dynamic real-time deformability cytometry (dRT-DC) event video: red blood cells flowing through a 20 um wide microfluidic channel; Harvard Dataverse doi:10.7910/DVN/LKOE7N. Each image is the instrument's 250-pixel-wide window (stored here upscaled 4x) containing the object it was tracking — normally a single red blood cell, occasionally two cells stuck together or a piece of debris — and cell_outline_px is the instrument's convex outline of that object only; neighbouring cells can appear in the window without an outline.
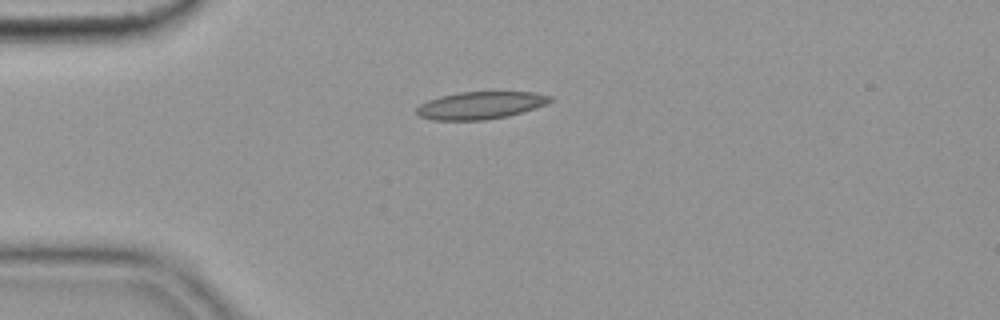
{"species": "common noctule bat (a hibernating species)", "species_latin": "Nyctalus noctula", "temperature_condition": "cold", "stored_images_in_passage": 42, "camera_frame_rate_fps": 3000, "um_per_image_px": 0.085, "animal": {"sex": "female", "body_mass_g": 19.9}, "frame": {"image": 1, "passage_image": 1, "time_ms": 0.0, "image_size_px": [1000, 320], "cell_outline_px": [[556, 100], [536, 108], [524, 112], [508, 116], [484, 120], [432, 120], [420, 116], [416, 112], [416, 108], [420, 104], [428, 100], [440, 96], [460, 92], [536, 92], [552, 96]], "centroid_in_image_um": [40.89, 8.95], "position_along_channel_um": 44.1, "area_um2": 21.56}}
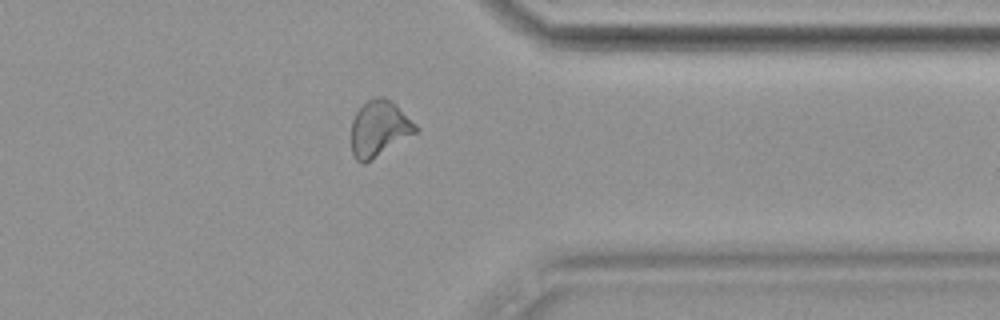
{"frame": {"image": 2, "passage_image": 31, "time_ms": 10.0, "image_size_px": [1000, 320], "cell_outline_px": [[420, 128], [416, 132], [372, 160], [364, 164], [360, 164], [352, 156], [352, 120], [356, 112], [372, 96], [384, 96], [392, 100]], "centroid_in_image_um": [32.22, 10.92], "position_along_channel_um": 379.2, "area_um2": 21.1}}
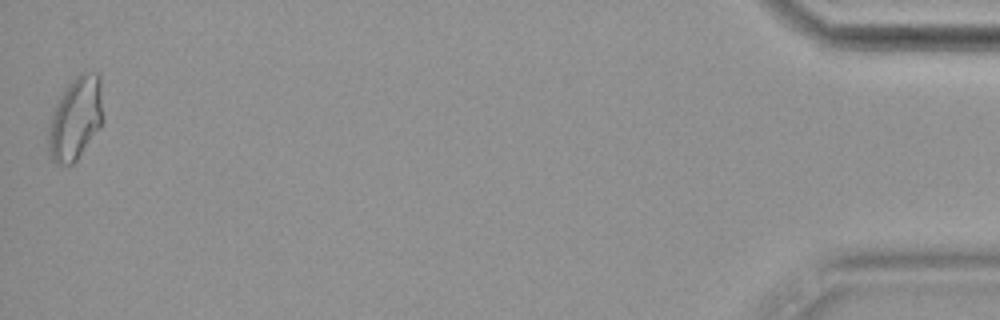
{"frame": {"image": 3, "passage_image": 42, "time_ms": 13.667, "image_size_px": [1000, 320], "cell_outline_px": [[104, 120], [100, 128], [76, 160], [72, 164], [56, 164], [48, 156], [48, 124], [52, 112], [64, 88], [80, 72], [100, 72], [104, 116]], "centroid_in_image_um": [6.44, 10.04], "position_along_channel_um": 428.8, "area_um2": 26.99}, "authors_computed_cell_mechanics": {"area_um2": 20.6924, "velocity_mm_per_s": 3.6294, "shape_relaxation_time_tau1_ms": null, "shape_relaxation_time_tau2_ms": 5.9157, "deformation_change_tau1": null, "deformation_change_tau2": 0.1352}}